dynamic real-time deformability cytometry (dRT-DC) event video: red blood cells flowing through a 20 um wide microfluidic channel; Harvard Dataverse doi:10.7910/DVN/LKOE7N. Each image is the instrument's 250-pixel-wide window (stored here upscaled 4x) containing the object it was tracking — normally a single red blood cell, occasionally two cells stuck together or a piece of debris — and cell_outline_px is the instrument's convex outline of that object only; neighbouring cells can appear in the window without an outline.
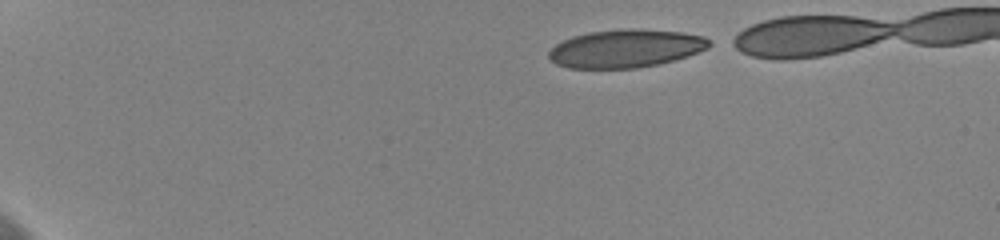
{"species": "human", "species_latin": "Homo sapiens", "temperature_condition": "cold", "stored_images_in_passage": 44, "camera_frame_rate_fps": 3000, "um_per_image_px": 0.085, "donor": {"sex": "female"}, "frame": {"image": 1, "passage_image": 1, "time_ms": 0.0, "image_size_px": [1000, 240], "cell_outline_px": [[716, 44], [708, 48], [688, 56], [656, 64], [636, 68], [568, 68], [556, 64], [548, 56], [548, 52], [556, 44], [572, 36], [588, 32], [628, 28], [632, 28], [680, 32], [704, 36]], "centroid_in_image_um": [53.21, 4.11], "position_along_channel_um": 31.8, "area_um2": 35.6}}
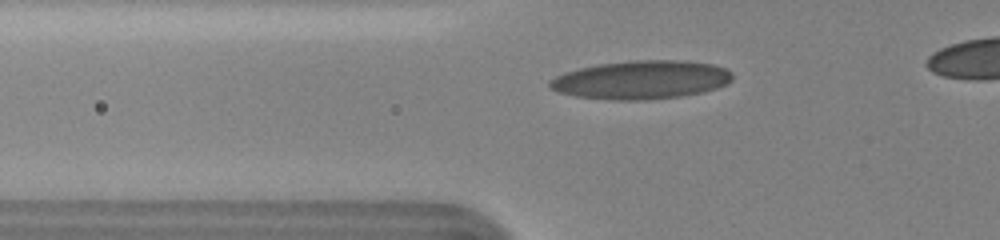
{"frame": {"image": 2, "passage_image": 12, "time_ms": 3.667, "image_size_px": [1000, 240], "cell_outline_px": [[732, 80], [728, 84], [704, 92], [680, 96], [644, 100], [616, 100], [576, 96], [556, 92], [548, 84], [548, 80], [564, 72], [580, 68], [600, 64], [632, 60], [684, 60], [712, 64], [724, 68], [732, 72]], "centroid_in_image_um": [54.51, 6.78], "position_along_channel_um": 71.3, "area_um2": 41.04}}
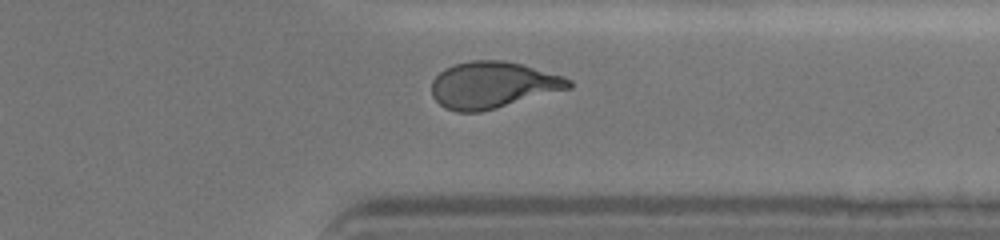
{"frame": {"image": 3, "passage_image": 37, "time_ms": 12.0, "image_size_px": [1000, 240], "cell_outline_px": [[572, 88], [496, 108], [480, 112], [456, 112], [444, 108], [432, 96], [432, 80], [444, 68], [456, 64], [472, 60], [504, 60], [520, 64], [564, 76], [572, 80]], "centroid_in_image_um": [41.88, 7.23], "position_along_channel_um": 369.5, "area_um2": 37.22}}